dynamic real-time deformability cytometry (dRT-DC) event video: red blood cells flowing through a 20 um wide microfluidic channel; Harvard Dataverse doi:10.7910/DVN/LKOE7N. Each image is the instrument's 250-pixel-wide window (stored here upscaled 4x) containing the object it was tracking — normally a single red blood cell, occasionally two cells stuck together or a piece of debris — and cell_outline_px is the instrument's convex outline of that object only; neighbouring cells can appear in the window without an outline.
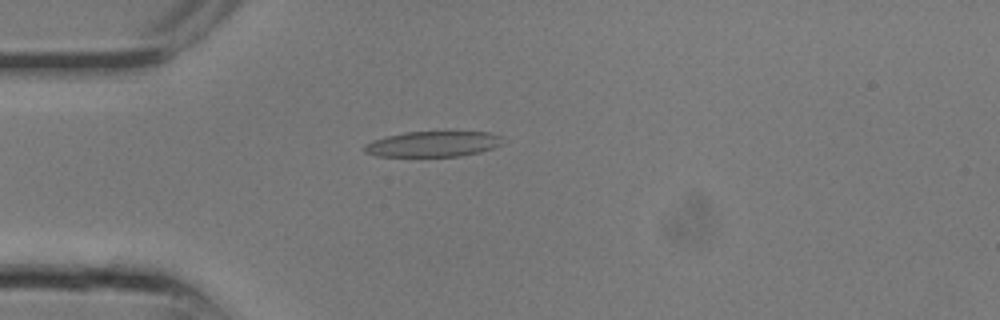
{"species": "common noctule bat (a hibernating species)", "species_latin": "Nyctalus noctula", "temperature_condition": "room temperature", "stored_images_in_passage": 11, "camera_frame_rate_fps": 3000, "um_per_image_px": 0.085, "animal": {"sex": "male", "body_mass_g": 13.3}, "frame": {"image": 1, "passage_image": 7, "time_ms": 2.0, "image_size_px": [1000, 320], "cell_outline_px": [[500, 144], [492, 148], [480, 152], [460, 156], [376, 156], [364, 152], [360, 148], [364, 144], [372, 140], [404, 132], [488, 132], [500, 136]], "centroid_in_image_um": [36.71, 12.25], "position_along_channel_um": 48.3, "area_um2": 20.46}}
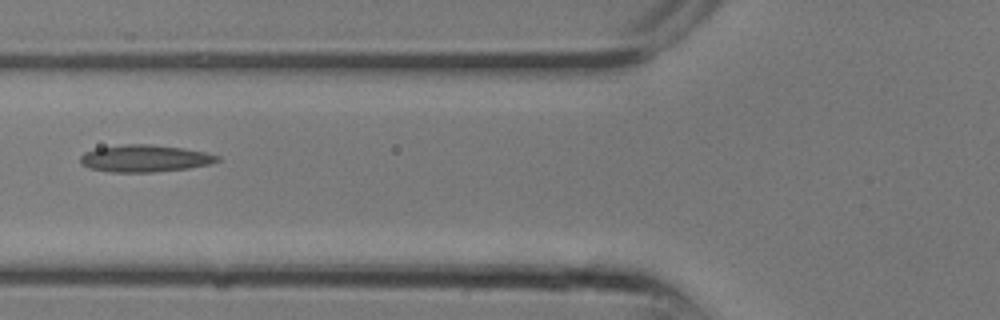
{"frame": {"image": 2, "passage_image": 10, "time_ms": 3.0, "image_size_px": [1000, 320], "cell_outline_px": [[220, 160], [208, 164], [188, 168], [152, 172], [112, 172], [88, 168], [80, 164], [80, 156], [84, 152], [96, 148], [124, 144], [152, 144], [184, 148], [204, 152], [220, 156]], "centroid_in_image_um": [12.27, 13.46], "position_along_channel_um": 113.5, "area_um2": 21.68}}